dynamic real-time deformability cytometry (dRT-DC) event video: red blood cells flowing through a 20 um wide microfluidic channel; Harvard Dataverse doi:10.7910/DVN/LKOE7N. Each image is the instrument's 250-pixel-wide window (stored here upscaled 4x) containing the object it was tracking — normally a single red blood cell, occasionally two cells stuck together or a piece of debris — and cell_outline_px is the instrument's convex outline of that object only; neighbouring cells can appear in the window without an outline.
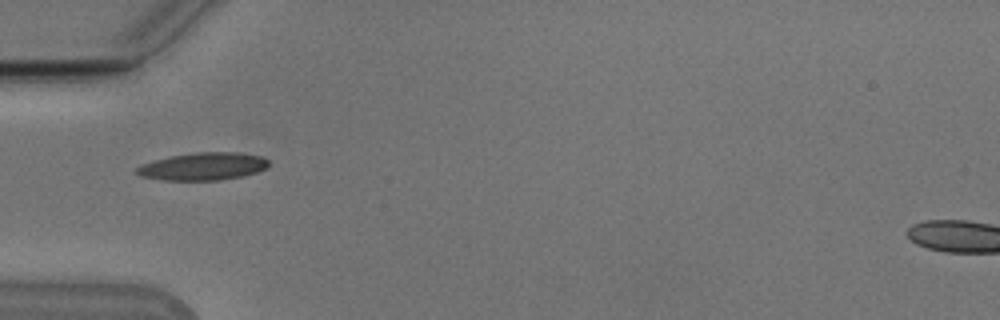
{"species": "Egyptian fruit bat (a non-hibernating species)", "species_latin": "Rousettus aegyptiacus", "temperature_condition": "cold", "stored_images_in_passage": 22, "camera_frame_rate_fps": 3000, "um_per_image_px": 0.085, "animal": {"sex": "male"}, "frame": {"image": 1, "passage_image": 1, "time_ms": 0.0, "image_size_px": [1000, 320], "cell_outline_px": [[268, 164], [264, 168], [256, 172], [244, 176], [220, 180], [164, 180], [140, 176], [132, 172], [136, 168], [144, 164], [156, 160], [172, 156], [196, 152], [236, 152], [264, 156], [268, 160]], "centroid_in_image_um": [17.26, 14.14], "position_along_channel_um": 67.7, "area_um2": 21.15}}
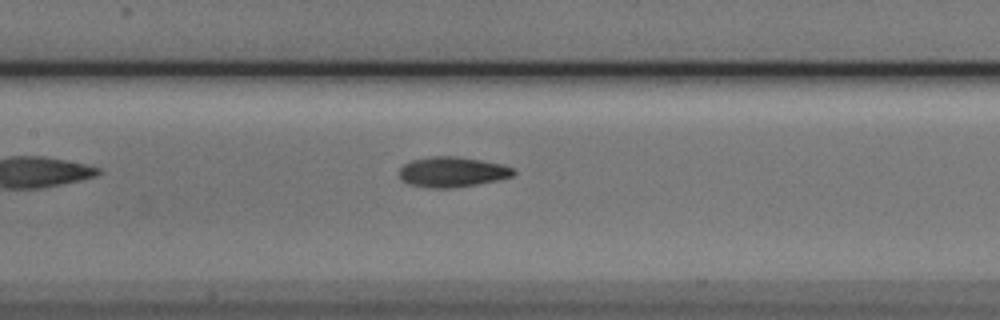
{"frame": {"image": 2, "passage_image": 9, "time_ms": 2.667, "image_size_px": [1000, 320], "cell_outline_px": [[516, 172], [512, 176], [496, 180], [476, 184], [452, 188], [432, 188], [408, 184], [400, 180], [400, 168], [404, 164], [412, 160], [432, 156], [456, 156], [504, 164], [516, 168]], "centroid_in_image_um": [38.45, 14.61], "position_along_channel_um": 168.9, "area_um2": 20.17}}
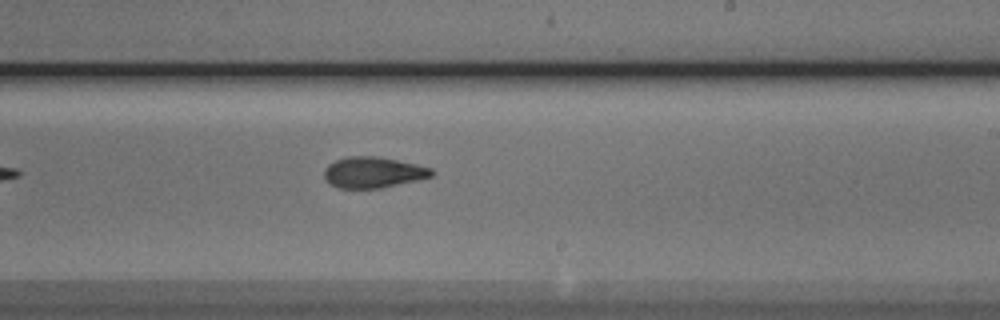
{"frame": {"image": 3, "passage_image": 16, "time_ms": 5.0, "image_size_px": [1000, 320], "cell_outline_px": [[436, 172], [432, 176], [416, 180], [380, 188], [340, 188], [332, 184], [324, 176], [324, 172], [328, 164], [336, 160], [348, 156], [380, 156], [416, 164], [432, 168]], "centroid_in_image_um": [31.75, 14.63], "position_along_channel_um": 257.2, "area_um2": 19.25}}